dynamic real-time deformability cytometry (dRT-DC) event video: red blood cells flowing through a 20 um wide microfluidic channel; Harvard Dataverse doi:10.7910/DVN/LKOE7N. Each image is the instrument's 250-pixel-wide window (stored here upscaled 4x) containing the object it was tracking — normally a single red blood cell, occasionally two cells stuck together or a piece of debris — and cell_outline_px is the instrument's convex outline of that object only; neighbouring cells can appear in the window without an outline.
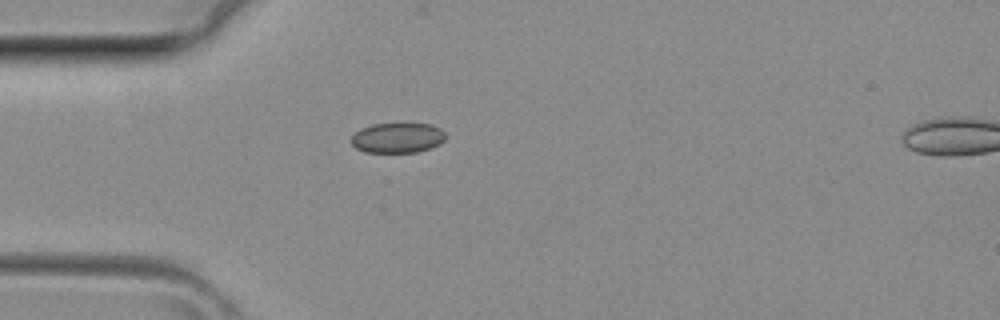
{"species": "common noctule bat (a hibernating species)", "species_latin": "Nyctalus noctula", "temperature_condition": "room temperature", "stored_images_in_passage": 3, "camera_frame_rate_fps": 3000, "um_per_image_px": 0.085, "animal": {"sex": "female", "body_mass_g": 29.2, "forearm_length_mm": 56.3}, "frame": {"image": 1, "passage_image": 2, "time_ms": 0.333, "image_size_px": [1000, 320], "cell_outline_px": [[448, 136], [440, 144], [416, 152], [364, 152], [356, 148], [352, 144], [352, 136], [360, 128], [372, 124], [432, 124], [440, 128]], "centroid_in_image_um": [33.8, 11.71], "position_along_channel_um": 51.2, "area_um2": 16.53}}